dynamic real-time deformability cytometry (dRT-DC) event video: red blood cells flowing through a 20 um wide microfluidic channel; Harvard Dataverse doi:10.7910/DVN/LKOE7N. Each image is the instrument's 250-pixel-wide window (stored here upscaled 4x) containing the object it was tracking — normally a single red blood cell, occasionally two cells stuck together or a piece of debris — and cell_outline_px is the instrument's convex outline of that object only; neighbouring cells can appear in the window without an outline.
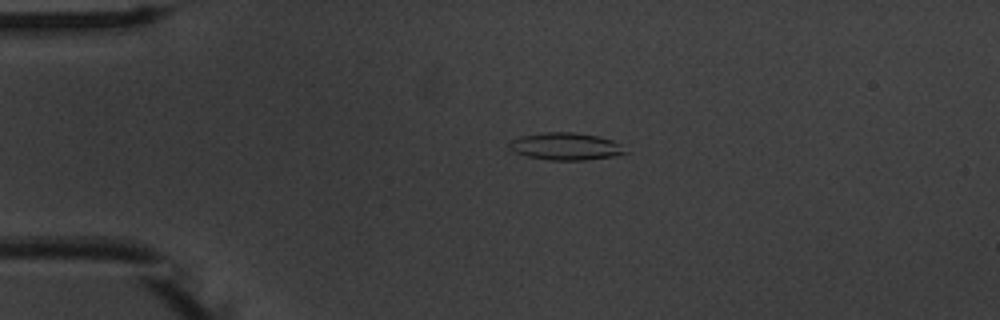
{"species": "common noctule bat (a hibernating species)", "species_latin": "Nyctalus noctula", "temperature_condition": "warm", "stored_images_in_passage": 53, "camera_frame_rate_fps": 3000, "um_per_image_px": 0.085, "animal": {"sex": "male", "body_mass_g": 20.1, "forearm_length_mm": 53.5}, "frame": {"image": 1, "passage_image": 11, "time_ms": 3.333, "image_size_px": [1000, 320], "cell_outline_px": [[628, 152], [612, 156], [584, 160], [548, 160], [528, 156], [516, 152], [508, 148], [508, 144], [512, 140], [520, 136], [544, 132], [576, 132], [600, 136], [612, 140], [620, 144]], "centroid_in_image_um": [48.08, 12.43], "position_along_channel_um": 36.9, "area_um2": 18.44}}
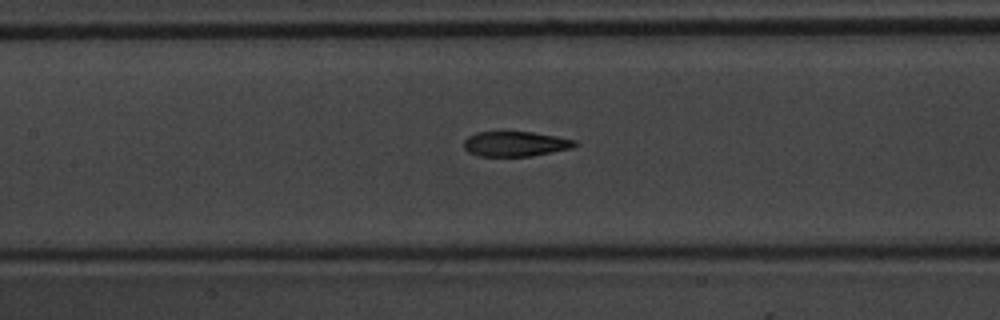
{"frame": {"image": 2, "passage_image": 24, "time_ms": 7.667, "image_size_px": [1000, 320], "cell_outline_px": [[580, 144], [572, 148], [532, 156], [476, 156], [468, 152], [464, 148], [464, 140], [468, 136], [476, 132], [532, 132], [556, 136], [576, 140]], "centroid_in_image_um": [43.81, 12.23], "position_along_channel_um": 163.6, "area_um2": 16.3}}
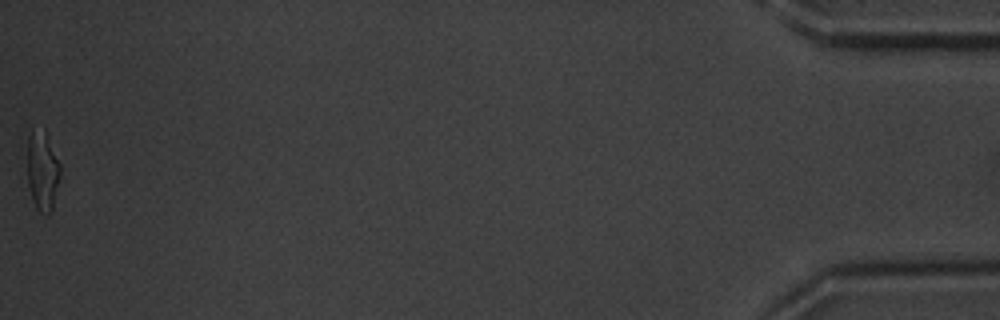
{"frame": {"image": 3, "passage_image": 53, "time_ms": 17.333, "image_size_px": [1000, 320], "cell_outline_px": [[60, 176], [52, 208], [48, 216], [44, 216], [36, 208], [32, 200], [28, 188], [28, 136], [32, 128], [44, 128], [60, 164]], "centroid_in_image_um": [3.6, 14.52], "position_along_channel_um": 431.6, "area_um2": 15.43}, "authors_computed_cell_mechanics": {"area_um2": 17.34, "velocity_mm_per_s": 3.7545, "shape_relaxation_time_tau1_ms": 5.3919, "shape_relaxation_time_tau2_ms": 1.8021, "deformation_change_tau1": 0.2068, "deformation_change_tau2": 0.0882}}